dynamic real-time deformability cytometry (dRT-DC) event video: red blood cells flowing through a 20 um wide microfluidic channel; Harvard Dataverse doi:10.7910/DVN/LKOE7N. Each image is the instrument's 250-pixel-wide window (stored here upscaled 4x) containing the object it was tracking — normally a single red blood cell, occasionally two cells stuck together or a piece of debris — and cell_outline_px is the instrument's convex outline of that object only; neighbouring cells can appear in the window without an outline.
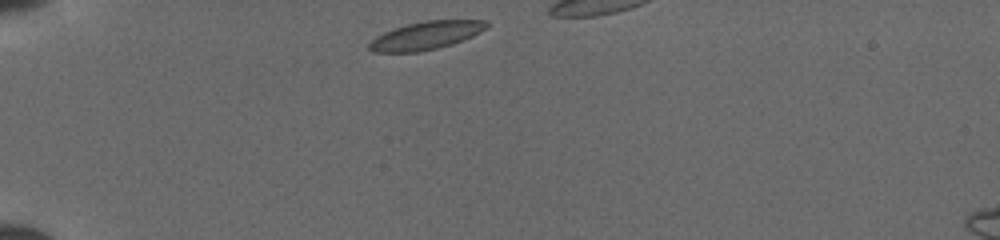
{"species": "common noctule bat (a hibernating species)", "species_latin": "Nyctalus noctula", "temperature_condition": "cold", "stored_images_in_passage": 11, "camera_frame_rate_fps": 3000, "um_per_image_px": 0.085, "animal": {"sex": "female", "body_mass_g": 19.5, "forearm_length_mm": 54.1}, "frame": {"image": 1, "passage_image": 1, "time_ms": 0.0, "image_size_px": [1000, 240], "cell_outline_px": [[488, 28], [472, 36], [452, 44], [420, 52], [372, 52], [368, 48], [368, 44], [376, 36], [392, 28], [424, 20], [488, 20]], "centroid_in_image_um": [36.2, 3.01], "position_along_channel_um": 48.8, "area_um2": 19.25}}
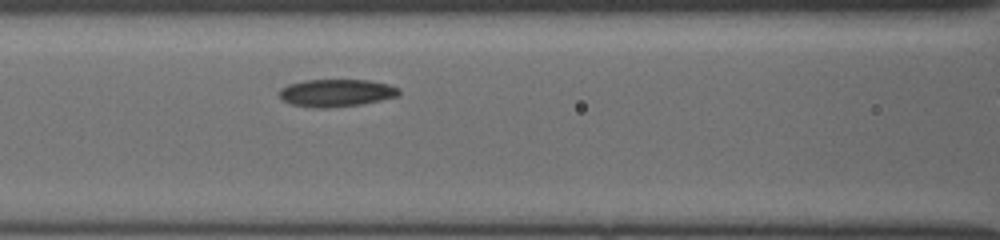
{"frame": {"image": 2, "passage_image": 10, "time_ms": 3.0, "image_size_px": [1000, 240], "cell_outline_px": [[400, 96], [360, 104], [328, 108], [312, 108], [292, 104], [284, 100], [280, 96], [280, 88], [288, 84], [304, 80], [368, 80], [388, 84], [400, 88]], "centroid_in_image_um": [28.6, 7.89], "position_along_channel_um": 138.0, "area_um2": 19.19}}